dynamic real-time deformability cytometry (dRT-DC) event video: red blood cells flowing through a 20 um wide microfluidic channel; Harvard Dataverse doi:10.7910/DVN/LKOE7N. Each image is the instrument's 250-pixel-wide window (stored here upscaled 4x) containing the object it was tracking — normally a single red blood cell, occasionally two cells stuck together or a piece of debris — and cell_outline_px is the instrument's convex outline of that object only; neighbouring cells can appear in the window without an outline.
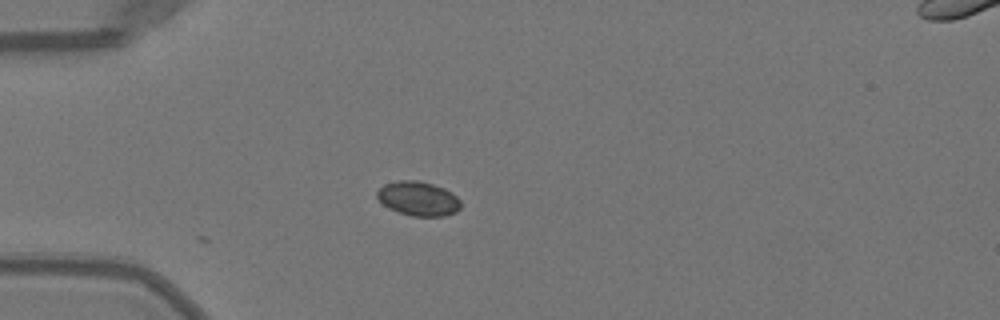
{"species": "Egyptian fruit bat (a non-hibernating species)", "species_latin": "Rousettus aegyptiacus", "temperature_condition": "warm", "stored_images_in_passage": 32, "camera_frame_rate_fps": 3000, "um_per_image_px": 0.085, "animal": {"sex": "female"}, "frame": {"image": 1, "passage_image": 1, "time_ms": 0.0, "image_size_px": [1000, 320], "cell_outline_px": [[460, 208], [456, 212], [444, 216], [412, 216], [388, 208], [376, 196], [376, 192], [384, 184], [400, 180], [416, 180], [432, 184], [444, 188], [452, 192], [460, 200]], "centroid_in_image_um": [35.56, 16.88], "position_along_channel_um": 49.4, "area_um2": 16.65}}
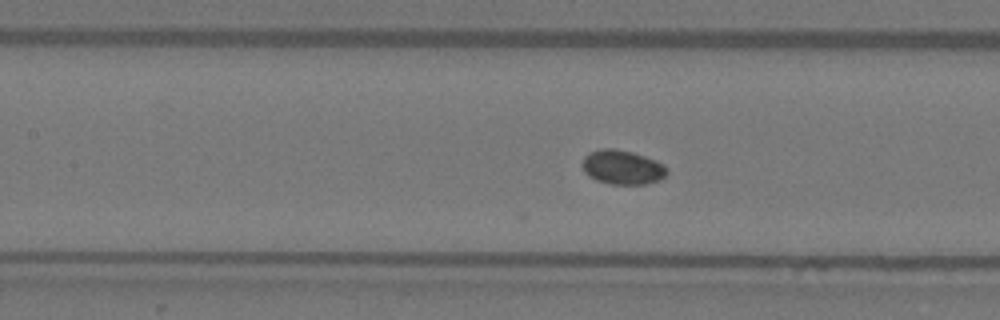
{"frame": {"image": 2, "passage_image": 10, "time_ms": 3.0, "image_size_px": [1000, 320], "cell_outline_px": [[668, 172], [660, 180], [644, 184], [612, 184], [596, 180], [588, 176], [584, 172], [580, 164], [584, 156], [588, 152], [600, 148], [616, 148], [632, 152], [656, 160], [664, 164], [668, 168]], "centroid_in_image_um": [52.87, 14.2], "position_along_channel_um": 154.5, "area_um2": 17.22}}
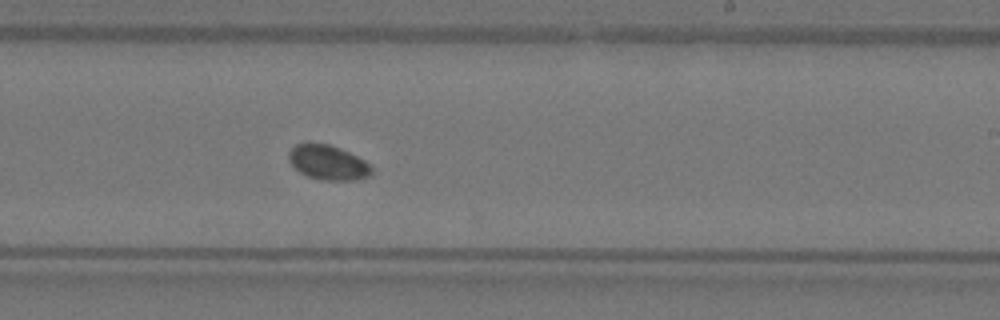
{"frame": {"image": 3, "passage_image": 18, "time_ms": 5.667, "image_size_px": [1000, 320], "cell_outline_px": [[372, 176], [356, 180], [320, 180], [308, 176], [300, 172], [288, 160], [288, 152], [296, 144], [308, 140], [328, 144], [340, 148], [364, 160], [372, 168]], "centroid_in_image_um": [27.86, 13.79], "position_along_channel_um": 261.1, "area_um2": 17.05}}